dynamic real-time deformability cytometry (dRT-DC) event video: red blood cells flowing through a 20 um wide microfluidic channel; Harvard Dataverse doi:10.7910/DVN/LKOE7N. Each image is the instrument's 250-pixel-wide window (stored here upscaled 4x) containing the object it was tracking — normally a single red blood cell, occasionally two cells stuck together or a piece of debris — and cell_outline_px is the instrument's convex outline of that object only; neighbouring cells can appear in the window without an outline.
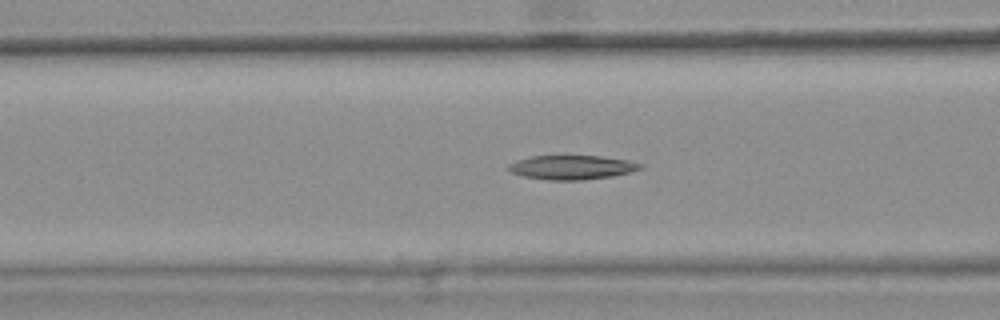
{"species": "common noctule bat (a hibernating species)", "species_latin": "Nyctalus noctula", "temperature_condition": "warm", "stored_images_in_passage": 33, "camera_frame_rate_fps": 3000, "um_per_image_px": 0.085, "animal": {"sex": "female", "body_mass_g": 25.1}, "frame": {"image": 1, "passage_image": 15, "time_ms": 4.667, "image_size_px": [1000, 320], "cell_outline_px": [[644, 168], [612, 176], [584, 180], [548, 180], [524, 176], [512, 172], [508, 168], [508, 164], [516, 160], [532, 156], [600, 156], [628, 160], [644, 164]], "centroid_in_image_um": [48.63, 14.22], "position_along_channel_um": 118.0, "area_um2": 18.5}}